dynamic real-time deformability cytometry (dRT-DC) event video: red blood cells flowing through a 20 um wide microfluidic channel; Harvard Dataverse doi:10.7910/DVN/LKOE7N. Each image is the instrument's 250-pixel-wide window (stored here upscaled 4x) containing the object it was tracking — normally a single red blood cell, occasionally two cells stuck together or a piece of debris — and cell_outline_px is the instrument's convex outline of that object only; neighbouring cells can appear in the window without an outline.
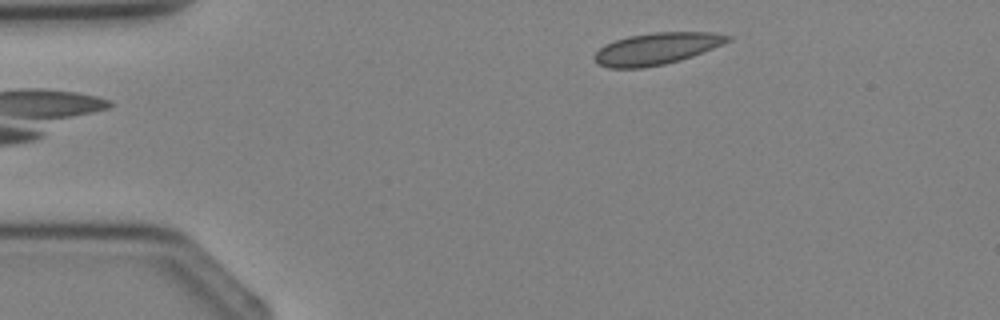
{"species": "Egyptian fruit bat (a non-hibernating species)", "species_latin": "Rousettus aegyptiacus", "temperature_condition": "cold", "stored_images_in_passage": 1, "camera_frame_rate_fps": 3000, "um_per_image_px": 0.085, "animal": {"sex": "female"}, "frame": {"image": 1, "passage_image": 1, "time_ms": 0.0, "image_size_px": [1000, 320], "cell_outline_px": [[732, 40], [724, 44], [692, 56], [680, 60], [664, 64], [644, 68], [608, 68], [596, 64], [592, 56], [604, 44], [628, 36], [652, 32], [712, 32], [732, 36]], "centroid_in_image_um": [55.79, 4.14], "position_along_channel_um": 29.2, "area_um2": 24.91}}